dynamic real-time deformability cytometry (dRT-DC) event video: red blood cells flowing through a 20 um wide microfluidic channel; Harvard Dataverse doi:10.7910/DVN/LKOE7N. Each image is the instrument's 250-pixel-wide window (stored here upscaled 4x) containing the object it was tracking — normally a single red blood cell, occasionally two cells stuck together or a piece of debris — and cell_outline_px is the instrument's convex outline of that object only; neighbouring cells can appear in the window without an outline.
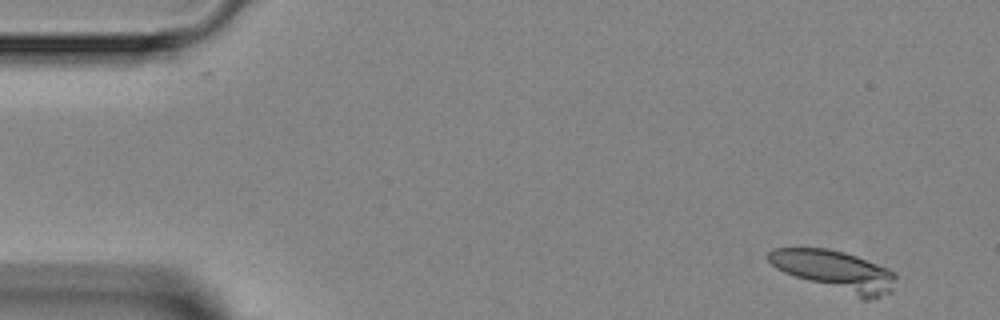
{"species": "Egyptian fruit bat (a non-hibernating species)", "species_latin": "Rousettus aegyptiacus", "temperature_condition": "room temperature", "stored_images_in_passage": 5, "camera_frame_rate_fps": 3000, "um_per_image_px": 0.085, "animal": {"sex": "female"}, "frame": {"image": 1, "passage_image": 1, "time_ms": 0.0, "image_size_px": [1000, 320], "cell_outline_px": [[896, 276], [892, 292], [868, 300], [860, 300], [784, 272], [776, 268], [764, 256], [772, 248], [828, 248], [844, 252], [856, 256], [888, 268], [896, 272]], "centroid_in_image_um": [70.99, 23.03], "position_along_channel_um": 14.0, "area_um2": 30.23}}